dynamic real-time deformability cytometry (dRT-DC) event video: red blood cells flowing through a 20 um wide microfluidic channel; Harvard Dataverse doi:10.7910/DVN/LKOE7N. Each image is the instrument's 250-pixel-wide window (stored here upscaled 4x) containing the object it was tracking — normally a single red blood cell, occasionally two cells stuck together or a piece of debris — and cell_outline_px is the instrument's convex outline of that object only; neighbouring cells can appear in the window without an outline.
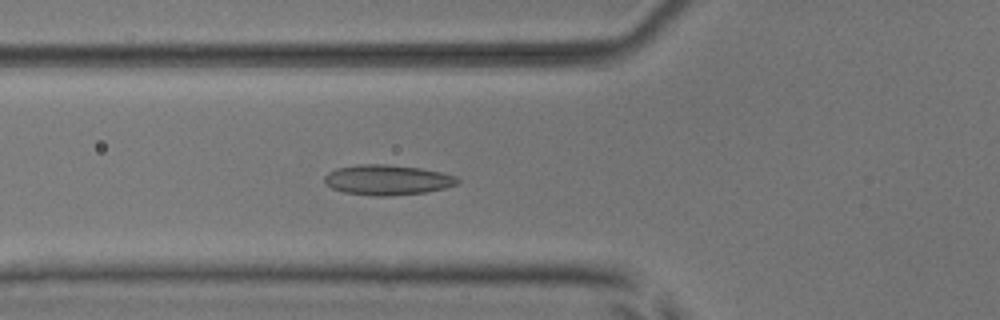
{"species": "common noctule bat (a hibernating species)", "species_latin": "Nyctalus noctula", "temperature_condition": "room temperature", "stored_images_in_passage": 48, "camera_frame_rate_fps": 3000, "um_per_image_px": 0.085, "animal": {"sex": "male", "body_mass_g": 17.9, "forearm_length_mm": 54.2}, "frame": {"image": 1, "passage_image": 20, "time_ms": 6.333, "image_size_px": [1000, 320], "cell_outline_px": [[460, 180], [456, 184], [444, 188], [424, 192], [384, 196], [376, 196], [344, 192], [332, 188], [324, 180], [324, 176], [328, 172], [336, 168], [360, 164], [388, 164], [420, 168], [440, 172], [456, 176]], "centroid_in_image_um": [32.91, 15.28], "position_along_channel_um": 92.9, "area_um2": 23.18}}
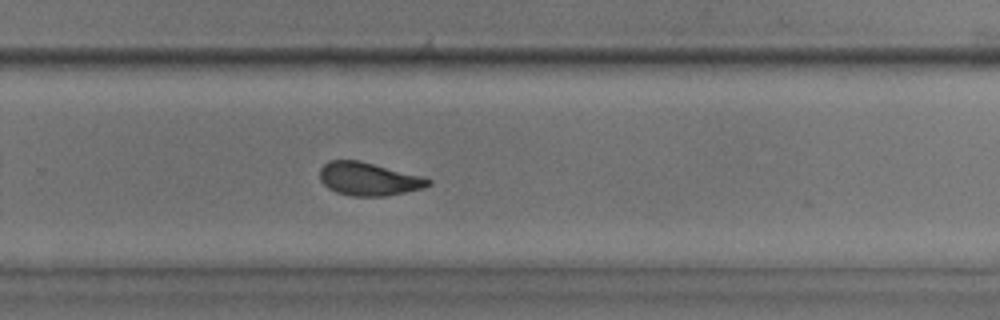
{"frame": {"image": 2, "passage_image": 36, "time_ms": 11.667, "image_size_px": [1000, 320], "cell_outline_px": [[432, 184], [424, 188], [388, 196], [352, 196], [336, 192], [328, 188], [320, 180], [320, 168], [328, 160], [360, 160], [420, 176], [432, 180]], "centroid_in_image_um": [31.32, 15.21], "position_along_channel_um": 298.5, "area_um2": 20.98}}
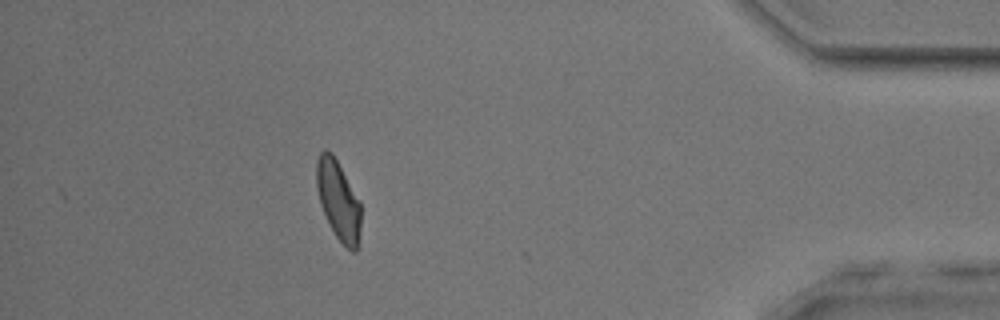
{"frame": {"image": 3, "passage_image": 48, "time_ms": 15.667, "image_size_px": [1000, 320], "cell_outline_px": [[360, 228], [356, 252], [352, 252], [336, 236], [328, 224], [320, 204], [316, 188], [316, 160], [320, 152], [324, 148], [328, 148], [332, 152], [360, 200]], "centroid_in_image_um": [28.73, 16.97], "position_along_channel_um": 406.5, "area_um2": 20.69}, "authors_computed_cell_mechanics": {"area_um2": 21.964, "velocity_mm_per_s": 3.8688, "shape_relaxation_time_tau1_ms": null, "shape_relaxation_time_tau2_ms": 1.5725, "deformation_change_tau1": null, "deformation_change_tau2": 0.0812}}